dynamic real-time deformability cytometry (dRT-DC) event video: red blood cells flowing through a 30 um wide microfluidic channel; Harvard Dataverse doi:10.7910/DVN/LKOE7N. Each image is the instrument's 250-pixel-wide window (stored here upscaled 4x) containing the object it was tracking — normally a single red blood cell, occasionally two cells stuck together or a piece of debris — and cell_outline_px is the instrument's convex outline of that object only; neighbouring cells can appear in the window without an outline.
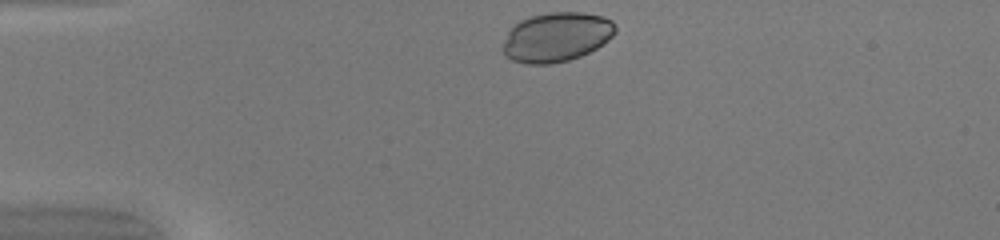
{"species": "common noctule bat (a hibernating species)", "species_latin": "Nyctalus noctula", "temperature_condition": "warm", "stored_images_in_passage": 32, "camera_frame_rate_fps": 3000, "um_per_image_px": 0.085, "animal": {"sex": "female", "body_mass_g": 20.0, "forearm_length_mm": 54.0}, "frame": {"image": 1, "passage_image": 1, "time_ms": 0.0, "image_size_px": [1000, 240], "cell_outline_px": [[616, 32], [604, 44], [580, 56], [568, 60], [552, 64], [524, 64], [512, 60], [504, 56], [504, 44], [508, 32], [520, 20], [532, 16], [552, 12], [584, 12], [604, 16], [612, 20], [616, 28]], "centroid_in_image_um": [47.33, 3.15], "position_along_channel_um": 37.7, "area_um2": 32.37}}